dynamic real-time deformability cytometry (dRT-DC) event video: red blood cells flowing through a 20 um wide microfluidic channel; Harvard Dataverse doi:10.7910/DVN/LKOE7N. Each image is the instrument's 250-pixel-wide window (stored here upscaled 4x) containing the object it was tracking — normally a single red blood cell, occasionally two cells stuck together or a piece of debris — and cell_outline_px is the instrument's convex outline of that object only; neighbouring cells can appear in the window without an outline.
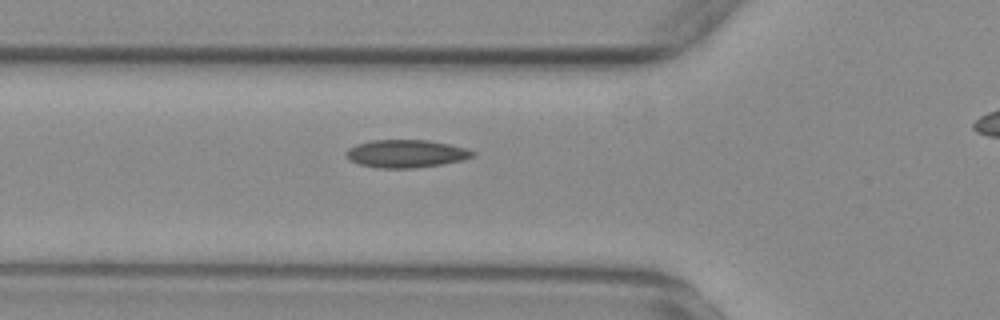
{"species": "common noctule bat (a hibernating species)", "species_latin": "Nyctalus noctula", "temperature_condition": "warm", "stored_images_in_passage": 35, "camera_frame_rate_fps": 3000, "um_per_image_px": 0.085, "animal": {"sex": "female", "body_mass_g": 29.2, "forearm_length_mm": 56.3}, "frame": {"image": 1, "passage_image": 6, "time_ms": 1.667, "image_size_px": [1000, 320], "cell_outline_px": [[476, 156], [464, 160], [440, 164], [412, 168], [380, 168], [360, 164], [348, 160], [344, 152], [348, 148], [356, 144], [372, 140], [428, 140], [448, 144], [464, 148], [476, 152]], "centroid_in_image_um": [34.5, 13.06], "position_along_channel_um": 91.3, "area_um2": 20.52}}
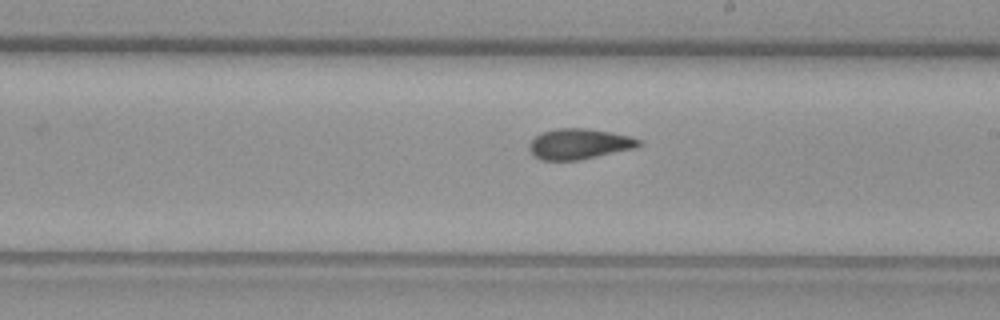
{"frame": {"image": 2, "passage_image": 18, "time_ms": 5.667, "image_size_px": [1000, 320], "cell_outline_px": [[640, 144], [636, 148], [580, 160], [540, 160], [532, 156], [528, 148], [532, 140], [540, 132], [556, 128], [588, 128], [612, 132], [628, 136], [640, 140]], "centroid_in_image_um": [49.19, 12.23], "position_along_channel_um": 239.8, "area_um2": 19.65}}
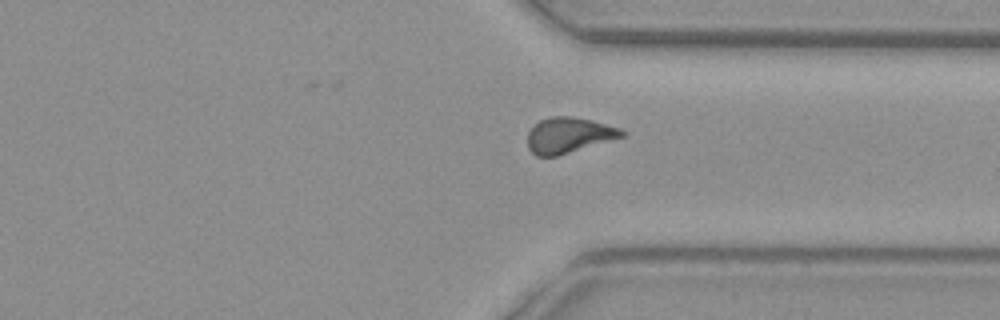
{"frame": {"image": 3, "passage_image": 28, "time_ms": 9.0, "image_size_px": [1000, 320], "cell_outline_px": [[624, 136], [556, 156], [536, 156], [528, 148], [528, 132], [540, 120], [552, 116], [572, 116], [592, 120], [620, 128], [624, 132]], "centroid_in_image_um": [48.32, 11.48], "position_along_channel_um": 363.1, "area_um2": 19.25}, "authors_computed_cell_mechanics": {"area_um2": 19.5942, "velocity_mm_per_s": 3.7082, "shape_relaxation_time_tau1_ms": null, "shape_relaxation_time_tau2_ms": 3.0797, "deformation_change_tau1": null, "deformation_change_tau2": 0.0795}}